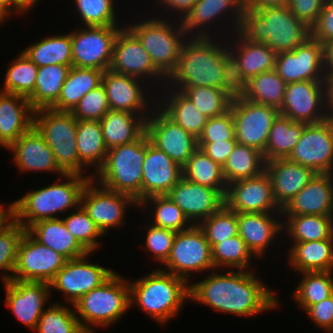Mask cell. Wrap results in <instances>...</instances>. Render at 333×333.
Segmentation results:
<instances>
[{
  "label": "cell",
  "mask_w": 333,
  "mask_h": 333,
  "mask_svg": "<svg viewBox=\"0 0 333 333\" xmlns=\"http://www.w3.org/2000/svg\"><path fill=\"white\" fill-rule=\"evenodd\" d=\"M8 150L12 152V161L19 173L52 172L59 174V177L65 174L57 165L54 154L43 136L34 126L22 134Z\"/></svg>",
  "instance_id": "28"
},
{
  "label": "cell",
  "mask_w": 333,
  "mask_h": 333,
  "mask_svg": "<svg viewBox=\"0 0 333 333\" xmlns=\"http://www.w3.org/2000/svg\"><path fill=\"white\" fill-rule=\"evenodd\" d=\"M35 333H85L81 328L74 307L52 302L46 308L33 331Z\"/></svg>",
  "instance_id": "51"
},
{
  "label": "cell",
  "mask_w": 333,
  "mask_h": 333,
  "mask_svg": "<svg viewBox=\"0 0 333 333\" xmlns=\"http://www.w3.org/2000/svg\"><path fill=\"white\" fill-rule=\"evenodd\" d=\"M225 38L188 37L181 47L175 70L163 88L184 91L187 87L221 88ZM223 42V43H221Z\"/></svg>",
  "instance_id": "2"
},
{
  "label": "cell",
  "mask_w": 333,
  "mask_h": 333,
  "mask_svg": "<svg viewBox=\"0 0 333 333\" xmlns=\"http://www.w3.org/2000/svg\"><path fill=\"white\" fill-rule=\"evenodd\" d=\"M287 83L275 70L263 72L248 81L244 98L248 101L280 109Z\"/></svg>",
  "instance_id": "47"
},
{
  "label": "cell",
  "mask_w": 333,
  "mask_h": 333,
  "mask_svg": "<svg viewBox=\"0 0 333 333\" xmlns=\"http://www.w3.org/2000/svg\"><path fill=\"white\" fill-rule=\"evenodd\" d=\"M243 10H260L273 7H287L290 0H241Z\"/></svg>",
  "instance_id": "65"
},
{
  "label": "cell",
  "mask_w": 333,
  "mask_h": 333,
  "mask_svg": "<svg viewBox=\"0 0 333 333\" xmlns=\"http://www.w3.org/2000/svg\"><path fill=\"white\" fill-rule=\"evenodd\" d=\"M306 125V123L295 122L279 114L270 129L263 154L265 161L287 159L299 141Z\"/></svg>",
  "instance_id": "42"
},
{
  "label": "cell",
  "mask_w": 333,
  "mask_h": 333,
  "mask_svg": "<svg viewBox=\"0 0 333 333\" xmlns=\"http://www.w3.org/2000/svg\"><path fill=\"white\" fill-rule=\"evenodd\" d=\"M8 18L0 12V25L4 23Z\"/></svg>",
  "instance_id": "71"
},
{
  "label": "cell",
  "mask_w": 333,
  "mask_h": 333,
  "mask_svg": "<svg viewBox=\"0 0 333 333\" xmlns=\"http://www.w3.org/2000/svg\"><path fill=\"white\" fill-rule=\"evenodd\" d=\"M228 38L225 39V61L222 69L220 90L231 101L244 99L248 91V80L243 75L237 59L229 52Z\"/></svg>",
  "instance_id": "56"
},
{
  "label": "cell",
  "mask_w": 333,
  "mask_h": 333,
  "mask_svg": "<svg viewBox=\"0 0 333 333\" xmlns=\"http://www.w3.org/2000/svg\"><path fill=\"white\" fill-rule=\"evenodd\" d=\"M33 126L43 136L52 150L55 161L65 174H79L93 178L87 174L88 169L78 157L77 151V119L71 112L56 111L51 108L34 110Z\"/></svg>",
  "instance_id": "9"
},
{
  "label": "cell",
  "mask_w": 333,
  "mask_h": 333,
  "mask_svg": "<svg viewBox=\"0 0 333 333\" xmlns=\"http://www.w3.org/2000/svg\"><path fill=\"white\" fill-rule=\"evenodd\" d=\"M286 252L294 272L333 271V238L293 243Z\"/></svg>",
  "instance_id": "34"
},
{
  "label": "cell",
  "mask_w": 333,
  "mask_h": 333,
  "mask_svg": "<svg viewBox=\"0 0 333 333\" xmlns=\"http://www.w3.org/2000/svg\"><path fill=\"white\" fill-rule=\"evenodd\" d=\"M182 178V167L154 146L146 133L143 162L142 201L154 195H166Z\"/></svg>",
  "instance_id": "26"
},
{
  "label": "cell",
  "mask_w": 333,
  "mask_h": 333,
  "mask_svg": "<svg viewBox=\"0 0 333 333\" xmlns=\"http://www.w3.org/2000/svg\"><path fill=\"white\" fill-rule=\"evenodd\" d=\"M214 271L189 284L190 300L217 312L242 317H253L278 307L280 301L274 290L264 285L256 271Z\"/></svg>",
  "instance_id": "1"
},
{
  "label": "cell",
  "mask_w": 333,
  "mask_h": 333,
  "mask_svg": "<svg viewBox=\"0 0 333 333\" xmlns=\"http://www.w3.org/2000/svg\"><path fill=\"white\" fill-rule=\"evenodd\" d=\"M197 2V0H159L157 3H155L156 5L160 4L161 6V12L165 10V12H163L164 16L166 15L167 18H169V13L172 16L173 14V19H178V20H182L185 15L191 10V8L193 7V5ZM163 8V9H162ZM168 13V15H167ZM178 13V14H177ZM176 14V15H175ZM176 16V17H174Z\"/></svg>",
  "instance_id": "64"
},
{
  "label": "cell",
  "mask_w": 333,
  "mask_h": 333,
  "mask_svg": "<svg viewBox=\"0 0 333 333\" xmlns=\"http://www.w3.org/2000/svg\"><path fill=\"white\" fill-rule=\"evenodd\" d=\"M305 313L316 327L326 333L333 332V294L321 302L311 305Z\"/></svg>",
  "instance_id": "61"
},
{
  "label": "cell",
  "mask_w": 333,
  "mask_h": 333,
  "mask_svg": "<svg viewBox=\"0 0 333 333\" xmlns=\"http://www.w3.org/2000/svg\"><path fill=\"white\" fill-rule=\"evenodd\" d=\"M323 69L325 75L333 72V40L322 44Z\"/></svg>",
  "instance_id": "66"
},
{
  "label": "cell",
  "mask_w": 333,
  "mask_h": 333,
  "mask_svg": "<svg viewBox=\"0 0 333 333\" xmlns=\"http://www.w3.org/2000/svg\"><path fill=\"white\" fill-rule=\"evenodd\" d=\"M76 139L79 160L87 168L92 166L91 174L94 175L103 165L108 152L100 122L77 120Z\"/></svg>",
  "instance_id": "39"
},
{
  "label": "cell",
  "mask_w": 333,
  "mask_h": 333,
  "mask_svg": "<svg viewBox=\"0 0 333 333\" xmlns=\"http://www.w3.org/2000/svg\"><path fill=\"white\" fill-rule=\"evenodd\" d=\"M146 132L136 141L108 149L103 165L93 175L102 187L142 201L143 162Z\"/></svg>",
  "instance_id": "7"
},
{
  "label": "cell",
  "mask_w": 333,
  "mask_h": 333,
  "mask_svg": "<svg viewBox=\"0 0 333 333\" xmlns=\"http://www.w3.org/2000/svg\"><path fill=\"white\" fill-rule=\"evenodd\" d=\"M71 67L59 64L38 67L35 89L28 98L33 110L51 108L58 101Z\"/></svg>",
  "instance_id": "40"
},
{
  "label": "cell",
  "mask_w": 333,
  "mask_h": 333,
  "mask_svg": "<svg viewBox=\"0 0 333 333\" xmlns=\"http://www.w3.org/2000/svg\"><path fill=\"white\" fill-rule=\"evenodd\" d=\"M91 253L83 257L69 259L49 283L53 290L64 295L66 304L73 305L92 289L101 286L115 271L103 267L99 263L88 260Z\"/></svg>",
  "instance_id": "13"
},
{
  "label": "cell",
  "mask_w": 333,
  "mask_h": 333,
  "mask_svg": "<svg viewBox=\"0 0 333 333\" xmlns=\"http://www.w3.org/2000/svg\"><path fill=\"white\" fill-rule=\"evenodd\" d=\"M73 211H70V214L68 213L65 218H62L67 230L88 253H93V251L95 253L96 250L98 251L100 245H102L99 242V238L104 237V234L81 205Z\"/></svg>",
  "instance_id": "52"
},
{
  "label": "cell",
  "mask_w": 333,
  "mask_h": 333,
  "mask_svg": "<svg viewBox=\"0 0 333 333\" xmlns=\"http://www.w3.org/2000/svg\"><path fill=\"white\" fill-rule=\"evenodd\" d=\"M325 97H326V109L328 115L333 117V77L331 75H325Z\"/></svg>",
  "instance_id": "67"
},
{
  "label": "cell",
  "mask_w": 333,
  "mask_h": 333,
  "mask_svg": "<svg viewBox=\"0 0 333 333\" xmlns=\"http://www.w3.org/2000/svg\"><path fill=\"white\" fill-rule=\"evenodd\" d=\"M109 110L106 91L101 84L87 92L71 113L77 120L100 121Z\"/></svg>",
  "instance_id": "57"
},
{
  "label": "cell",
  "mask_w": 333,
  "mask_h": 333,
  "mask_svg": "<svg viewBox=\"0 0 333 333\" xmlns=\"http://www.w3.org/2000/svg\"><path fill=\"white\" fill-rule=\"evenodd\" d=\"M4 207L3 203H0V227L11 217L10 204Z\"/></svg>",
  "instance_id": "70"
},
{
  "label": "cell",
  "mask_w": 333,
  "mask_h": 333,
  "mask_svg": "<svg viewBox=\"0 0 333 333\" xmlns=\"http://www.w3.org/2000/svg\"><path fill=\"white\" fill-rule=\"evenodd\" d=\"M193 225L211 216L224 205V196L215 189L182 177L166 194Z\"/></svg>",
  "instance_id": "25"
},
{
  "label": "cell",
  "mask_w": 333,
  "mask_h": 333,
  "mask_svg": "<svg viewBox=\"0 0 333 333\" xmlns=\"http://www.w3.org/2000/svg\"><path fill=\"white\" fill-rule=\"evenodd\" d=\"M265 171L270 176L273 195L281 209L317 174L313 169L293 163L288 159L267 161Z\"/></svg>",
  "instance_id": "30"
},
{
  "label": "cell",
  "mask_w": 333,
  "mask_h": 333,
  "mask_svg": "<svg viewBox=\"0 0 333 333\" xmlns=\"http://www.w3.org/2000/svg\"><path fill=\"white\" fill-rule=\"evenodd\" d=\"M224 205L236 213L281 212L275 201L270 176L262 174L227 185Z\"/></svg>",
  "instance_id": "22"
},
{
  "label": "cell",
  "mask_w": 333,
  "mask_h": 333,
  "mask_svg": "<svg viewBox=\"0 0 333 333\" xmlns=\"http://www.w3.org/2000/svg\"><path fill=\"white\" fill-rule=\"evenodd\" d=\"M144 228H147L145 229L144 248L151 252V257L155 262L163 265L170 255L176 232L151 223L144 225Z\"/></svg>",
  "instance_id": "58"
},
{
  "label": "cell",
  "mask_w": 333,
  "mask_h": 333,
  "mask_svg": "<svg viewBox=\"0 0 333 333\" xmlns=\"http://www.w3.org/2000/svg\"><path fill=\"white\" fill-rule=\"evenodd\" d=\"M280 114L295 122L315 124L330 116L326 109L324 81L288 83Z\"/></svg>",
  "instance_id": "21"
},
{
  "label": "cell",
  "mask_w": 333,
  "mask_h": 333,
  "mask_svg": "<svg viewBox=\"0 0 333 333\" xmlns=\"http://www.w3.org/2000/svg\"><path fill=\"white\" fill-rule=\"evenodd\" d=\"M123 26H80L71 31L72 66L106 71Z\"/></svg>",
  "instance_id": "12"
},
{
  "label": "cell",
  "mask_w": 333,
  "mask_h": 333,
  "mask_svg": "<svg viewBox=\"0 0 333 333\" xmlns=\"http://www.w3.org/2000/svg\"><path fill=\"white\" fill-rule=\"evenodd\" d=\"M263 153L252 147L237 143L222 167L226 184L237 180L253 178L265 171Z\"/></svg>",
  "instance_id": "43"
},
{
  "label": "cell",
  "mask_w": 333,
  "mask_h": 333,
  "mask_svg": "<svg viewBox=\"0 0 333 333\" xmlns=\"http://www.w3.org/2000/svg\"><path fill=\"white\" fill-rule=\"evenodd\" d=\"M104 71L72 66L63 83L58 101L51 107L56 111L71 112L81 98L102 84Z\"/></svg>",
  "instance_id": "37"
},
{
  "label": "cell",
  "mask_w": 333,
  "mask_h": 333,
  "mask_svg": "<svg viewBox=\"0 0 333 333\" xmlns=\"http://www.w3.org/2000/svg\"><path fill=\"white\" fill-rule=\"evenodd\" d=\"M145 83L144 80L119 74L111 69L104 71L102 85L106 91L109 108L139 114L147 119L157 106V92Z\"/></svg>",
  "instance_id": "15"
},
{
  "label": "cell",
  "mask_w": 333,
  "mask_h": 333,
  "mask_svg": "<svg viewBox=\"0 0 333 333\" xmlns=\"http://www.w3.org/2000/svg\"><path fill=\"white\" fill-rule=\"evenodd\" d=\"M236 140L235 124L232 111L218 117L208 118L198 143H212L217 141Z\"/></svg>",
  "instance_id": "59"
},
{
  "label": "cell",
  "mask_w": 333,
  "mask_h": 333,
  "mask_svg": "<svg viewBox=\"0 0 333 333\" xmlns=\"http://www.w3.org/2000/svg\"><path fill=\"white\" fill-rule=\"evenodd\" d=\"M236 144V140H225L212 143H198V148L223 167Z\"/></svg>",
  "instance_id": "63"
},
{
  "label": "cell",
  "mask_w": 333,
  "mask_h": 333,
  "mask_svg": "<svg viewBox=\"0 0 333 333\" xmlns=\"http://www.w3.org/2000/svg\"><path fill=\"white\" fill-rule=\"evenodd\" d=\"M182 177L199 185L218 190L225 196L227 184L223 176L222 166L213 161L200 148L182 166Z\"/></svg>",
  "instance_id": "44"
},
{
  "label": "cell",
  "mask_w": 333,
  "mask_h": 333,
  "mask_svg": "<svg viewBox=\"0 0 333 333\" xmlns=\"http://www.w3.org/2000/svg\"><path fill=\"white\" fill-rule=\"evenodd\" d=\"M156 15L124 25L138 38L155 68L167 79L177 66L181 47L188 36L180 20Z\"/></svg>",
  "instance_id": "8"
},
{
  "label": "cell",
  "mask_w": 333,
  "mask_h": 333,
  "mask_svg": "<svg viewBox=\"0 0 333 333\" xmlns=\"http://www.w3.org/2000/svg\"><path fill=\"white\" fill-rule=\"evenodd\" d=\"M311 37L321 44L333 40V1H325L317 22L311 27Z\"/></svg>",
  "instance_id": "62"
},
{
  "label": "cell",
  "mask_w": 333,
  "mask_h": 333,
  "mask_svg": "<svg viewBox=\"0 0 333 333\" xmlns=\"http://www.w3.org/2000/svg\"><path fill=\"white\" fill-rule=\"evenodd\" d=\"M40 0H14V13L23 14L30 12Z\"/></svg>",
  "instance_id": "68"
},
{
  "label": "cell",
  "mask_w": 333,
  "mask_h": 333,
  "mask_svg": "<svg viewBox=\"0 0 333 333\" xmlns=\"http://www.w3.org/2000/svg\"><path fill=\"white\" fill-rule=\"evenodd\" d=\"M163 266L160 269L181 277L188 283H191L189 277L193 273L215 270L210 243L198 225L176 232L170 255Z\"/></svg>",
  "instance_id": "10"
},
{
  "label": "cell",
  "mask_w": 333,
  "mask_h": 333,
  "mask_svg": "<svg viewBox=\"0 0 333 333\" xmlns=\"http://www.w3.org/2000/svg\"><path fill=\"white\" fill-rule=\"evenodd\" d=\"M99 122L107 149L136 141L146 132V118L126 111L110 109Z\"/></svg>",
  "instance_id": "36"
},
{
  "label": "cell",
  "mask_w": 333,
  "mask_h": 333,
  "mask_svg": "<svg viewBox=\"0 0 333 333\" xmlns=\"http://www.w3.org/2000/svg\"><path fill=\"white\" fill-rule=\"evenodd\" d=\"M26 229L12 216L0 227V272L2 284L12 280L18 245ZM9 273V274H8Z\"/></svg>",
  "instance_id": "50"
},
{
  "label": "cell",
  "mask_w": 333,
  "mask_h": 333,
  "mask_svg": "<svg viewBox=\"0 0 333 333\" xmlns=\"http://www.w3.org/2000/svg\"><path fill=\"white\" fill-rule=\"evenodd\" d=\"M150 142L181 167L198 149V139L172 121L158 106L146 119Z\"/></svg>",
  "instance_id": "20"
},
{
  "label": "cell",
  "mask_w": 333,
  "mask_h": 333,
  "mask_svg": "<svg viewBox=\"0 0 333 333\" xmlns=\"http://www.w3.org/2000/svg\"><path fill=\"white\" fill-rule=\"evenodd\" d=\"M242 12L243 6L241 0H197L191 10L181 20V24L188 37L222 36L227 38V36H230L237 31L241 21ZM220 20L224 23L223 25ZM226 21L228 24H226ZM212 26L214 28H212ZM217 28L219 31L220 28L222 29L221 33L217 31ZM228 29H230V31ZM212 30L216 34L211 33L213 32ZM225 33H228L229 35L226 34L225 37Z\"/></svg>",
  "instance_id": "11"
},
{
  "label": "cell",
  "mask_w": 333,
  "mask_h": 333,
  "mask_svg": "<svg viewBox=\"0 0 333 333\" xmlns=\"http://www.w3.org/2000/svg\"><path fill=\"white\" fill-rule=\"evenodd\" d=\"M0 12L7 18L14 15V0H0Z\"/></svg>",
  "instance_id": "69"
},
{
  "label": "cell",
  "mask_w": 333,
  "mask_h": 333,
  "mask_svg": "<svg viewBox=\"0 0 333 333\" xmlns=\"http://www.w3.org/2000/svg\"><path fill=\"white\" fill-rule=\"evenodd\" d=\"M282 230L293 243L333 238V215H282Z\"/></svg>",
  "instance_id": "38"
},
{
  "label": "cell",
  "mask_w": 333,
  "mask_h": 333,
  "mask_svg": "<svg viewBox=\"0 0 333 333\" xmlns=\"http://www.w3.org/2000/svg\"><path fill=\"white\" fill-rule=\"evenodd\" d=\"M67 258L36 241L27 231L18 245L12 280L50 283Z\"/></svg>",
  "instance_id": "17"
},
{
  "label": "cell",
  "mask_w": 333,
  "mask_h": 333,
  "mask_svg": "<svg viewBox=\"0 0 333 333\" xmlns=\"http://www.w3.org/2000/svg\"><path fill=\"white\" fill-rule=\"evenodd\" d=\"M183 93L190 98L198 111L207 118L218 117L230 110L231 101L219 88L187 87Z\"/></svg>",
  "instance_id": "55"
},
{
  "label": "cell",
  "mask_w": 333,
  "mask_h": 333,
  "mask_svg": "<svg viewBox=\"0 0 333 333\" xmlns=\"http://www.w3.org/2000/svg\"><path fill=\"white\" fill-rule=\"evenodd\" d=\"M22 52L38 67L52 64L72 66L71 31L45 36Z\"/></svg>",
  "instance_id": "41"
},
{
  "label": "cell",
  "mask_w": 333,
  "mask_h": 333,
  "mask_svg": "<svg viewBox=\"0 0 333 333\" xmlns=\"http://www.w3.org/2000/svg\"><path fill=\"white\" fill-rule=\"evenodd\" d=\"M75 2V3H74ZM115 0H73L74 11L83 26H120Z\"/></svg>",
  "instance_id": "53"
},
{
  "label": "cell",
  "mask_w": 333,
  "mask_h": 333,
  "mask_svg": "<svg viewBox=\"0 0 333 333\" xmlns=\"http://www.w3.org/2000/svg\"><path fill=\"white\" fill-rule=\"evenodd\" d=\"M157 95V106L172 121L198 139L208 118L198 111L190 98L175 88H162Z\"/></svg>",
  "instance_id": "32"
},
{
  "label": "cell",
  "mask_w": 333,
  "mask_h": 333,
  "mask_svg": "<svg viewBox=\"0 0 333 333\" xmlns=\"http://www.w3.org/2000/svg\"><path fill=\"white\" fill-rule=\"evenodd\" d=\"M237 143L264 154L270 129L280 114L279 109L244 99L231 102Z\"/></svg>",
  "instance_id": "18"
},
{
  "label": "cell",
  "mask_w": 333,
  "mask_h": 333,
  "mask_svg": "<svg viewBox=\"0 0 333 333\" xmlns=\"http://www.w3.org/2000/svg\"><path fill=\"white\" fill-rule=\"evenodd\" d=\"M198 226L212 248L215 244L238 235L237 213L223 205L218 211L201 221Z\"/></svg>",
  "instance_id": "54"
},
{
  "label": "cell",
  "mask_w": 333,
  "mask_h": 333,
  "mask_svg": "<svg viewBox=\"0 0 333 333\" xmlns=\"http://www.w3.org/2000/svg\"><path fill=\"white\" fill-rule=\"evenodd\" d=\"M302 278L292 292L294 302L306 311L311 305L333 294V271L301 272Z\"/></svg>",
  "instance_id": "45"
},
{
  "label": "cell",
  "mask_w": 333,
  "mask_h": 333,
  "mask_svg": "<svg viewBox=\"0 0 333 333\" xmlns=\"http://www.w3.org/2000/svg\"><path fill=\"white\" fill-rule=\"evenodd\" d=\"M237 32L250 42L268 45L276 53L292 51L311 37V28L288 6L243 10Z\"/></svg>",
  "instance_id": "4"
},
{
  "label": "cell",
  "mask_w": 333,
  "mask_h": 333,
  "mask_svg": "<svg viewBox=\"0 0 333 333\" xmlns=\"http://www.w3.org/2000/svg\"><path fill=\"white\" fill-rule=\"evenodd\" d=\"M274 70L287 84L324 81L322 44L309 37L294 50L277 53Z\"/></svg>",
  "instance_id": "24"
},
{
  "label": "cell",
  "mask_w": 333,
  "mask_h": 333,
  "mask_svg": "<svg viewBox=\"0 0 333 333\" xmlns=\"http://www.w3.org/2000/svg\"><path fill=\"white\" fill-rule=\"evenodd\" d=\"M148 206L150 207L148 208ZM139 207H143L142 209L145 207L148 209L152 208V217L149 216L152 219L146 223L175 232L186 230L193 225L183 211L167 195L150 196L141 201L137 208Z\"/></svg>",
  "instance_id": "46"
},
{
  "label": "cell",
  "mask_w": 333,
  "mask_h": 333,
  "mask_svg": "<svg viewBox=\"0 0 333 333\" xmlns=\"http://www.w3.org/2000/svg\"><path fill=\"white\" fill-rule=\"evenodd\" d=\"M214 269L251 270L250 264L256 258L247 248L245 241L239 236H233L215 244L212 248Z\"/></svg>",
  "instance_id": "49"
},
{
  "label": "cell",
  "mask_w": 333,
  "mask_h": 333,
  "mask_svg": "<svg viewBox=\"0 0 333 333\" xmlns=\"http://www.w3.org/2000/svg\"><path fill=\"white\" fill-rule=\"evenodd\" d=\"M3 289L6 294L5 306L18 321L34 331L48 305L47 301H50V285L45 282L11 280Z\"/></svg>",
  "instance_id": "23"
},
{
  "label": "cell",
  "mask_w": 333,
  "mask_h": 333,
  "mask_svg": "<svg viewBox=\"0 0 333 333\" xmlns=\"http://www.w3.org/2000/svg\"><path fill=\"white\" fill-rule=\"evenodd\" d=\"M281 212L282 215H333V174L317 173Z\"/></svg>",
  "instance_id": "29"
},
{
  "label": "cell",
  "mask_w": 333,
  "mask_h": 333,
  "mask_svg": "<svg viewBox=\"0 0 333 333\" xmlns=\"http://www.w3.org/2000/svg\"><path fill=\"white\" fill-rule=\"evenodd\" d=\"M287 159L316 173L333 174V117L307 124Z\"/></svg>",
  "instance_id": "19"
},
{
  "label": "cell",
  "mask_w": 333,
  "mask_h": 333,
  "mask_svg": "<svg viewBox=\"0 0 333 333\" xmlns=\"http://www.w3.org/2000/svg\"><path fill=\"white\" fill-rule=\"evenodd\" d=\"M9 65L0 91L29 98L35 89L38 66L22 51Z\"/></svg>",
  "instance_id": "48"
},
{
  "label": "cell",
  "mask_w": 333,
  "mask_h": 333,
  "mask_svg": "<svg viewBox=\"0 0 333 333\" xmlns=\"http://www.w3.org/2000/svg\"><path fill=\"white\" fill-rule=\"evenodd\" d=\"M281 217L282 212L237 213L238 235L257 260L265 259L275 238L283 235Z\"/></svg>",
  "instance_id": "27"
},
{
  "label": "cell",
  "mask_w": 333,
  "mask_h": 333,
  "mask_svg": "<svg viewBox=\"0 0 333 333\" xmlns=\"http://www.w3.org/2000/svg\"><path fill=\"white\" fill-rule=\"evenodd\" d=\"M57 177L53 184L28 191L10 203L11 216L26 230L38 221L60 218L80 205L82 190L90 179L79 174Z\"/></svg>",
  "instance_id": "3"
},
{
  "label": "cell",
  "mask_w": 333,
  "mask_h": 333,
  "mask_svg": "<svg viewBox=\"0 0 333 333\" xmlns=\"http://www.w3.org/2000/svg\"><path fill=\"white\" fill-rule=\"evenodd\" d=\"M130 307L140 311L161 326L179 314L189 296V284L185 279L159 267L141 279L130 280Z\"/></svg>",
  "instance_id": "5"
},
{
  "label": "cell",
  "mask_w": 333,
  "mask_h": 333,
  "mask_svg": "<svg viewBox=\"0 0 333 333\" xmlns=\"http://www.w3.org/2000/svg\"><path fill=\"white\" fill-rule=\"evenodd\" d=\"M33 113L28 98L0 91V146L8 149L33 126Z\"/></svg>",
  "instance_id": "31"
},
{
  "label": "cell",
  "mask_w": 333,
  "mask_h": 333,
  "mask_svg": "<svg viewBox=\"0 0 333 333\" xmlns=\"http://www.w3.org/2000/svg\"><path fill=\"white\" fill-rule=\"evenodd\" d=\"M80 205L101 232L107 235L112 228L126 224L124 218L130 205L137 207L139 204L131 196L110 191L91 179L82 190Z\"/></svg>",
  "instance_id": "16"
},
{
  "label": "cell",
  "mask_w": 333,
  "mask_h": 333,
  "mask_svg": "<svg viewBox=\"0 0 333 333\" xmlns=\"http://www.w3.org/2000/svg\"><path fill=\"white\" fill-rule=\"evenodd\" d=\"M72 307L85 333H95L94 327H110L131 308L129 281L115 272L101 286L77 300Z\"/></svg>",
  "instance_id": "6"
},
{
  "label": "cell",
  "mask_w": 333,
  "mask_h": 333,
  "mask_svg": "<svg viewBox=\"0 0 333 333\" xmlns=\"http://www.w3.org/2000/svg\"><path fill=\"white\" fill-rule=\"evenodd\" d=\"M227 38H230L227 42L229 52L239 62L243 75L248 81L260 73L275 69L277 53L268 45L250 42L237 31Z\"/></svg>",
  "instance_id": "33"
},
{
  "label": "cell",
  "mask_w": 333,
  "mask_h": 333,
  "mask_svg": "<svg viewBox=\"0 0 333 333\" xmlns=\"http://www.w3.org/2000/svg\"><path fill=\"white\" fill-rule=\"evenodd\" d=\"M36 241L62 254L68 260L88 252L67 230L62 218L38 221L26 230Z\"/></svg>",
  "instance_id": "35"
},
{
  "label": "cell",
  "mask_w": 333,
  "mask_h": 333,
  "mask_svg": "<svg viewBox=\"0 0 333 333\" xmlns=\"http://www.w3.org/2000/svg\"><path fill=\"white\" fill-rule=\"evenodd\" d=\"M109 69L144 80L153 90L160 91L166 84V78L155 68L148 52L126 26L116 37Z\"/></svg>",
  "instance_id": "14"
},
{
  "label": "cell",
  "mask_w": 333,
  "mask_h": 333,
  "mask_svg": "<svg viewBox=\"0 0 333 333\" xmlns=\"http://www.w3.org/2000/svg\"><path fill=\"white\" fill-rule=\"evenodd\" d=\"M326 0H290L288 8L308 27H312L318 20Z\"/></svg>",
  "instance_id": "60"
}]
</instances>
